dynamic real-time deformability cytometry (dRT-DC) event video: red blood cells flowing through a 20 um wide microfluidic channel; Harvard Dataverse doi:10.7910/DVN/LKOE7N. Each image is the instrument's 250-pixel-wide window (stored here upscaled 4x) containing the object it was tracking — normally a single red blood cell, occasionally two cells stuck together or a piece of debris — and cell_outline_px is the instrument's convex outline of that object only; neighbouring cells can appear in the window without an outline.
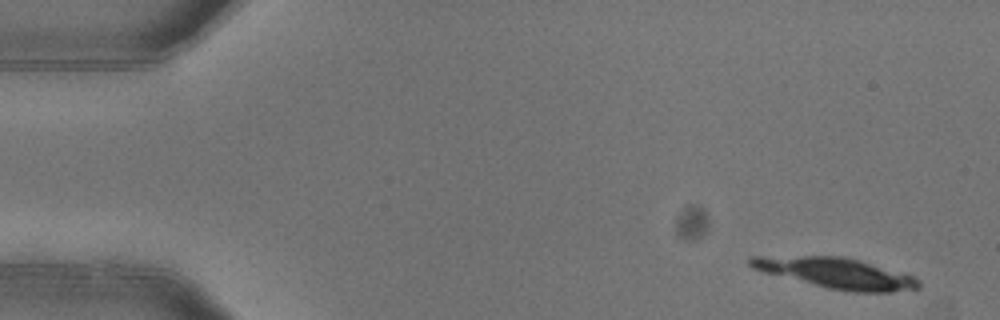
{"species": "common noctule bat (a hibernating species)", "species_latin": "Nyctalus noctula", "temperature_condition": "warm", "stored_images_in_passage": 4, "camera_frame_rate_fps": 3000, "um_per_image_px": 0.085, "animal": {"sex": "female"}, "frame": {"image": 1, "passage_image": 1, "time_ms": 0.0, "image_size_px": [1000, 320], "cell_outline_px": [[920, 288], [916, 292], [852, 292], [828, 288], [764, 272], [752, 268], [748, 264], [748, 260], [752, 256], [844, 256], [860, 260], [912, 276], [920, 280]], "centroid_in_image_um": [71.14, 23.23], "position_along_channel_um": 13.9, "area_um2": 30.06}}